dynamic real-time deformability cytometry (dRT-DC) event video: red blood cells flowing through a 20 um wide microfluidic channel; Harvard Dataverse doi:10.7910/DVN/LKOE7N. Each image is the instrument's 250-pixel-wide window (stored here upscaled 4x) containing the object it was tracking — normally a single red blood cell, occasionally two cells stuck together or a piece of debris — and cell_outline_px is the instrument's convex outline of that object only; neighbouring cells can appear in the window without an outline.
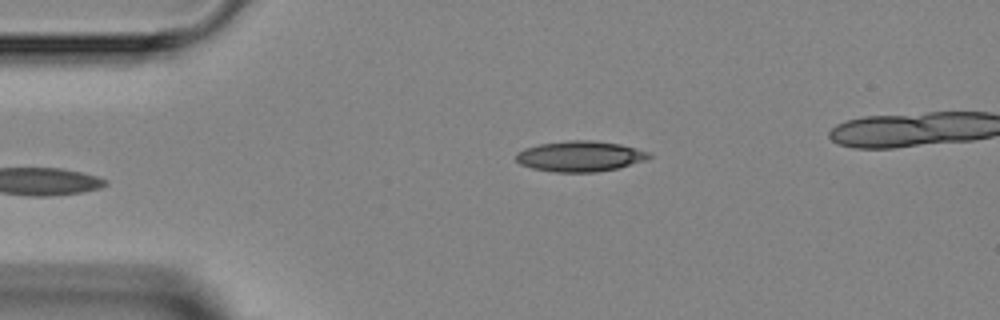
{"species": "Egyptian fruit bat (a non-hibernating species)", "species_latin": "Rousettus aegyptiacus", "temperature_condition": "room temperature", "stored_images_in_passage": 3, "camera_frame_rate_fps": 3000, "um_per_image_px": 0.085, "animal": {"sex": "female"}, "frame": {"image": 1, "passage_image": 3, "time_ms": 2.333, "image_size_px": [1000, 320], "cell_outline_px": [[652, 156], [644, 160], [616, 168], [596, 172], [556, 172], [532, 168], [520, 164], [516, 160], [516, 152], [524, 148], [540, 144], [568, 140], [596, 140], [620, 144], [636, 148], [648, 152]], "centroid_in_image_um": [49.27, 13.27], "position_along_channel_um": 35.7, "area_um2": 23.58}}